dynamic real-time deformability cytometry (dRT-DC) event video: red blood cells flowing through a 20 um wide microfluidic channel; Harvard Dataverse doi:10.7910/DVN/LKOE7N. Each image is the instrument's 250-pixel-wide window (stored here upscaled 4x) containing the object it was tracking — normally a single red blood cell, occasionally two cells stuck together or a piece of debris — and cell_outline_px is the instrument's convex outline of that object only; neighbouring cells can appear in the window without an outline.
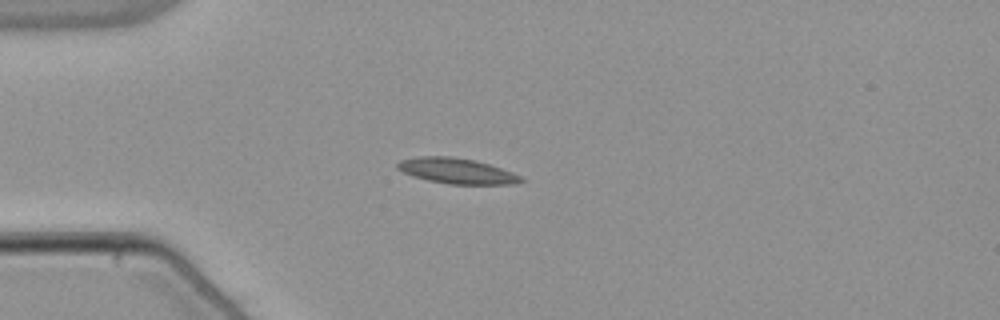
{"species": "common noctule bat (a hibernating species)", "species_latin": "Nyctalus noctula", "temperature_condition": "warm", "stored_images_in_passage": 40, "camera_frame_rate_fps": 3000, "um_per_image_px": 0.085, "animal": {"sex": "male", "body_mass_g": 21.5, "forearm_length_mm": 52.0}, "frame": {"image": 1, "passage_image": 1, "time_ms": 0.0, "image_size_px": [1000, 320], "cell_outline_px": [[524, 180], [516, 184], [448, 184], [428, 180], [412, 176], [396, 168], [396, 164], [400, 160], [416, 156], [452, 156], [476, 160], [512, 172], [520, 176]], "centroid_in_image_um": [38.79, 14.52], "position_along_channel_um": 46.2, "area_um2": 18.38}}
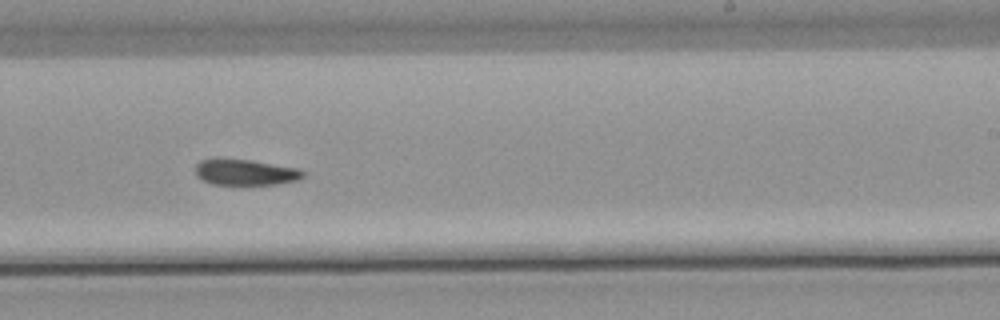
{"frame": {"image": 2, "passage_image": 20, "time_ms": 6.333, "image_size_px": [1000, 320], "cell_outline_px": [[304, 176], [296, 180], [276, 184], [212, 184], [200, 180], [196, 176], [196, 164], [200, 160], [212, 156], [252, 160], [300, 168], [304, 172]], "centroid_in_image_um": [20.78, 14.6], "position_along_channel_um": 268.2, "area_um2": 16.76}}
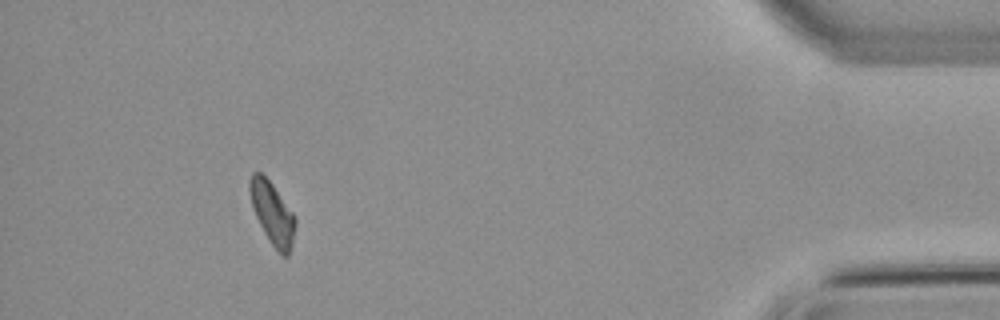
{"frame": {"image": 3, "passage_image": 36, "time_ms": 11.667, "image_size_px": [1000, 320], "cell_outline_px": [[296, 224], [292, 244], [288, 256], [280, 256], [268, 240], [252, 208], [248, 188], [248, 180], [252, 172], [260, 172], [272, 184], [296, 216]], "centroid_in_image_um": [23.14, 18.13], "position_along_channel_um": 412.1, "area_um2": 16.76}}